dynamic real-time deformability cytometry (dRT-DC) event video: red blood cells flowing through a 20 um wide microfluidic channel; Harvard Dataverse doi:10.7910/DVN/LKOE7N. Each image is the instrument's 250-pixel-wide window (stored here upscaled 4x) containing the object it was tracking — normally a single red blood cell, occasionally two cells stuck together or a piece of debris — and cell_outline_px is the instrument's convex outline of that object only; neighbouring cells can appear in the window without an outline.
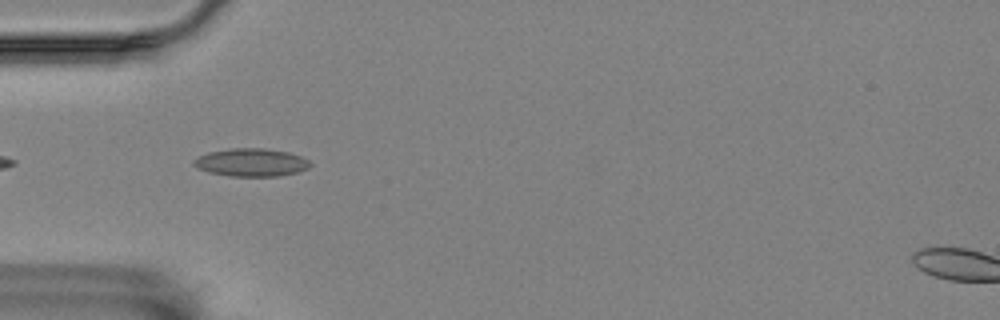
{"species": "Egyptian fruit bat (a non-hibernating species)", "species_latin": "Rousettus aegyptiacus", "temperature_condition": "room temperature", "stored_images_in_passage": 9, "camera_frame_rate_fps": 3000, "um_per_image_px": 0.085, "animal": {"sex": "female"}, "frame": {"image": 1, "passage_image": 3, "time_ms": 0.667, "image_size_px": [1000, 320], "cell_outline_px": [[312, 164], [308, 168], [296, 172], [280, 176], [232, 176], [208, 172], [196, 168], [192, 164], [192, 160], [208, 152], [228, 148], [264, 148], [288, 152], [300, 156], [308, 160]], "centroid_in_image_um": [21.32, 13.8], "position_along_channel_um": 63.7, "area_um2": 19.02}}
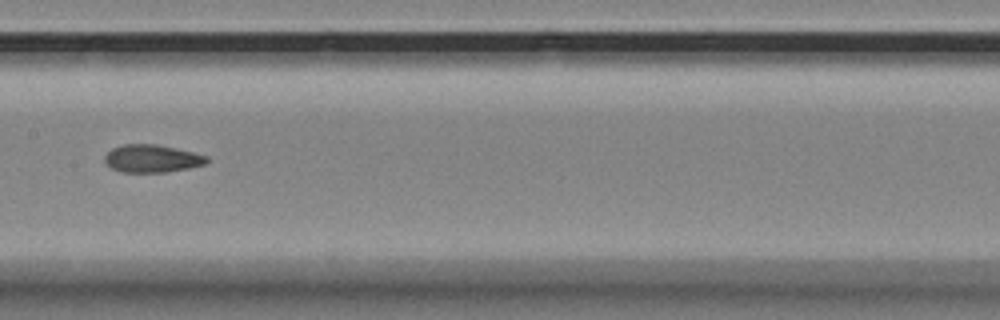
{"frame": {"image": 2, "passage_image": 6, "time_ms": 1.667, "image_size_px": [1000, 320], "cell_outline_px": [[208, 160], [204, 164], [188, 168], [168, 172], [120, 172], [104, 164], [104, 156], [112, 148], [124, 144], [156, 144], [192, 152], [208, 156]], "centroid_in_image_um": [12.87, 13.48], "position_along_channel_um": 194.5, "area_um2": 16.47}}
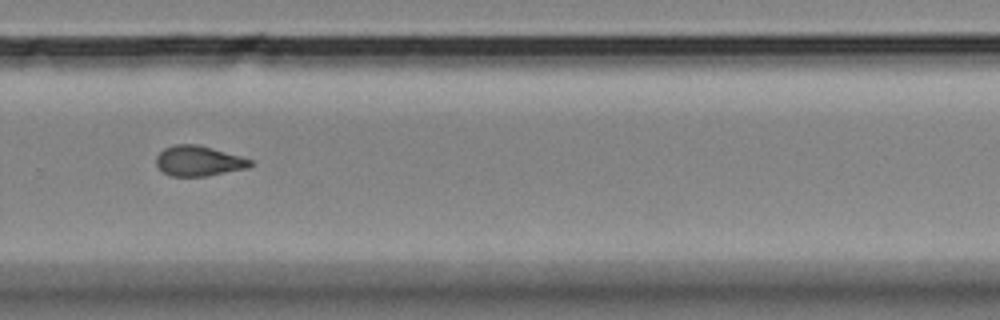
{"frame": {"image": 3, "passage_image": 9, "time_ms": 2.667, "image_size_px": [1000, 320], "cell_outline_px": [[252, 164], [248, 168], [204, 176], [172, 176], [164, 172], [156, 164], [156, 156], [164, 148], [176, 144], [196, 144], [212, 148], [240, 156], [252, 160]], "centroid_in_image_um": [16.87, 13.67], "position_along_channel_um": 312.9, "area_um2": 16.36}}